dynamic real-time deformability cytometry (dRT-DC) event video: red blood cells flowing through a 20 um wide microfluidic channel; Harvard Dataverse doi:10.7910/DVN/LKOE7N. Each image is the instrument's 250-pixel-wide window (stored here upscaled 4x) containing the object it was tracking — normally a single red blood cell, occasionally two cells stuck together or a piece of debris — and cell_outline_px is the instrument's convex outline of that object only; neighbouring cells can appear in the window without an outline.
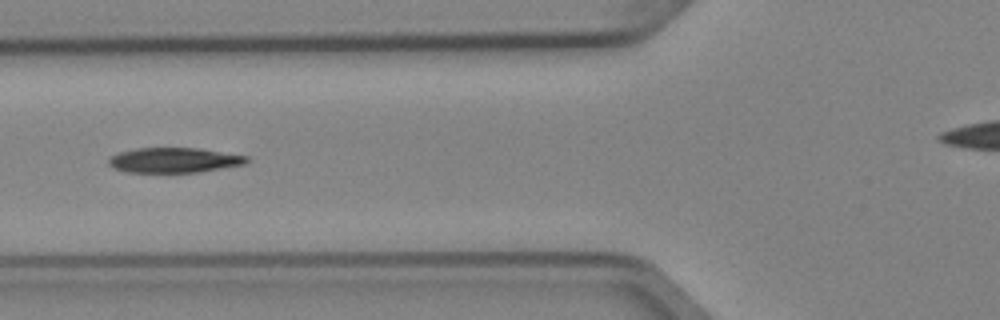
{"species": "Egyptian fruit bat (a non-hibernating species)", "species_latin": "Rousettus aegyptiacus", "temperature_condition": "cold", "stored_images_in_passage": 4, "camera_frame_rate_fps": 3000, "um_per_image_px": 0.085, "animal": {"sex": "female"}, "frame": {"image": 1, "passage_image": 4, "time_ms": 1.0, "image_size_px": [1000, 320], "cell_outline_px": [[248, 160], [244, 164], [200, 172], [124, 172], [112, 168], [108, 164], [108, 160], [112, 156], [120, 152], [136, 148], [196, 148], [248, 156]], "centroid_in_image_um": [14.76, 13.62], "position_along_channel_um": 111.0, "area_um2": 20.0}}